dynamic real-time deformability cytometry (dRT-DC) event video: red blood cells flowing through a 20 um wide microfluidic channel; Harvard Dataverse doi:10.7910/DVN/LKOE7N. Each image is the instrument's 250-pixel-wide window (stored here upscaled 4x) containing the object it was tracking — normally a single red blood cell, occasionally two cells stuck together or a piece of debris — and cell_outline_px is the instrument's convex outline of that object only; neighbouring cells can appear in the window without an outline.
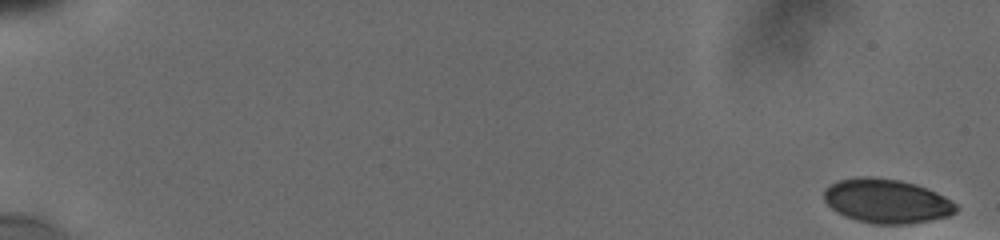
{"species": "human", "species_latin": "Homo sapiens", "temperature_condition": "cold", "stored_images_in_passage": 4, "camera_frame_rate_fps": 3000, "um_per_image_px": 0.085, "donor": {"sex": "male"}, "frame": {"image": 1, "passage_image": 1, "time_ms": 0.0, "image_size_px": [1000, 240], "cell_outline_px": [[956, 212], [948, 216], [900, 224], [876, 224], [856, 220], [832, 208], [824, 200], [824, 188], [836, 180], [860, 176], [872, 176], [900, 180], [916, 184], [928, 188], [944, 196], [956, 204]], "centroid_in_image_um": [75.33, 17.05], "position_along_channel_um": 9.7, "area_um2": 33.7}}